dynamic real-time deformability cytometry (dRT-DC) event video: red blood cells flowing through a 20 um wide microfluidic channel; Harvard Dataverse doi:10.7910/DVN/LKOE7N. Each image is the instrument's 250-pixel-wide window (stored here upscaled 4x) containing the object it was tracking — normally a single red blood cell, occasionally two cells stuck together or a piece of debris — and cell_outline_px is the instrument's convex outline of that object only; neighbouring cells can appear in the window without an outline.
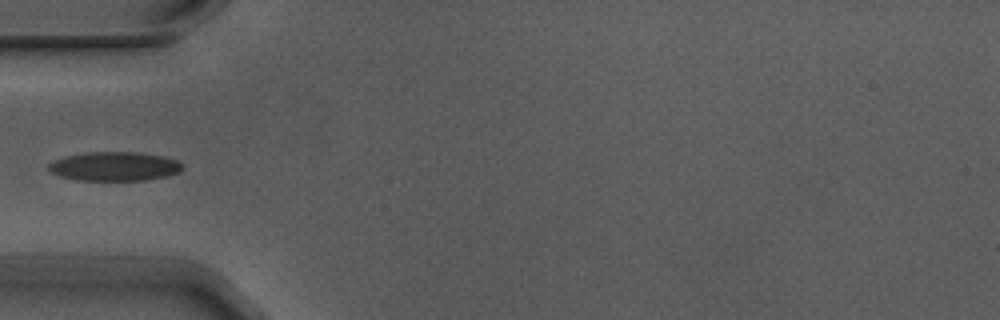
{"species": "Egyptian fruit bat (a non-hibernating species)", "species_latin": "Rousettus aegyptiacus", "temperature_condition": "warm", "stored_images_in_passage": 5, "camera_frame_rate_fps": 3000, "um_per_image_px": 0.085, "animal": {"sex": "male"}, "frame": {"image": 1, "passage_image": 5, "time_ms": 1.333, "image_size_px": [1000, 320], "cell_outline_px": [[184, 168], [180, 172], [164, 176], [144, 180], [76, 180], [60, 176], [52, 172], [48, 168], [48, 164], [52, 160], [64, 156], [88, 152], [140, 152], [164, 156], [176, 160], [184, 164]], "centroid_in_image_um": [9.74, 14.13], "position_along_channel_um": 75.3, "area_um2": 22.77}}